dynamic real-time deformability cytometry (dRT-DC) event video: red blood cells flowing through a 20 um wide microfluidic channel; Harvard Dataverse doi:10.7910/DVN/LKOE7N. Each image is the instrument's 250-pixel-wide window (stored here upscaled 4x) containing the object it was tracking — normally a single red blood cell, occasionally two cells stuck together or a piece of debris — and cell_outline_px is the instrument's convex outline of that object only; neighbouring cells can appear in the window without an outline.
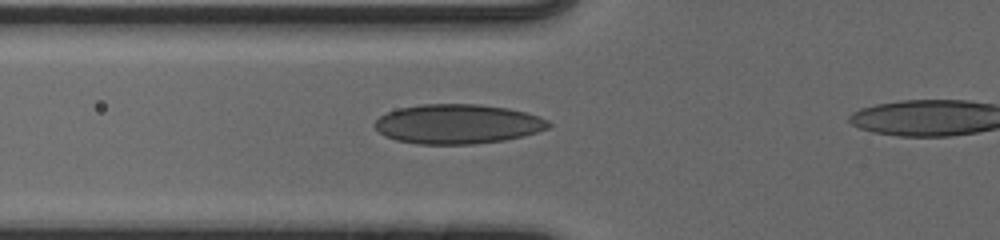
{"species": "human", "species_latin": "Homo sapiens", "temperature_condition": "cold", "stored_images_in_passage": 29, "camera_frame_rate_fps": 3000, "um_per_image_px": 0.085, "donor": {"sex": "male"}, "frame": {"image": 1, "passage_image": 2, "time_ms": 0.333, "image_size_px": [1000, 240], "cell_outline_px": [[552, 124], [548, 128], [524, 136], [504, 140], [472, 144], [416, 144], [396, 140], [384, 136], [372, 124], [380, 116], [396, 108], [420, 104], [480, 104], [508, 108], [540, 116], [548, 120]], "centroid_in_image_um": [38.89, 10.53], "position_along_channel_um": 86.9, "area_um2": 40.29}}
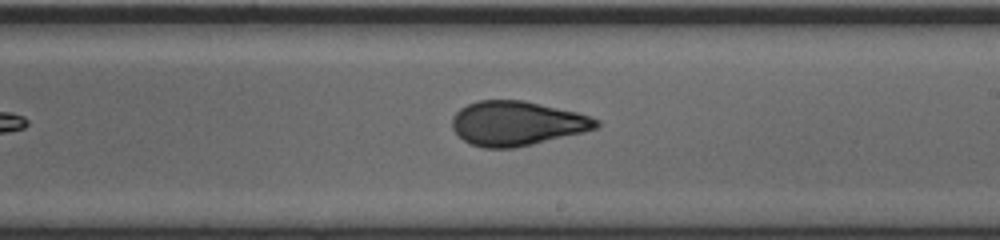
{"frame": {"image": 2, "passage_image": 14, "time_ms": 4.333, "image_size_px": [1000, 240], "cell_outline_px": [[600, 124], [596, 128], [584, 132], [516, 148], [484, 148], [472, 144], [464, 140], [452, 128], [452, 116], [460, 108], [468, 104], [480, 100], [524, 100], [576, 112], [600, 120]], "centroid_in_image_um": [43.93, 10.49], "position_along_channel_um": 245.1, "area_um2": 37.22}}
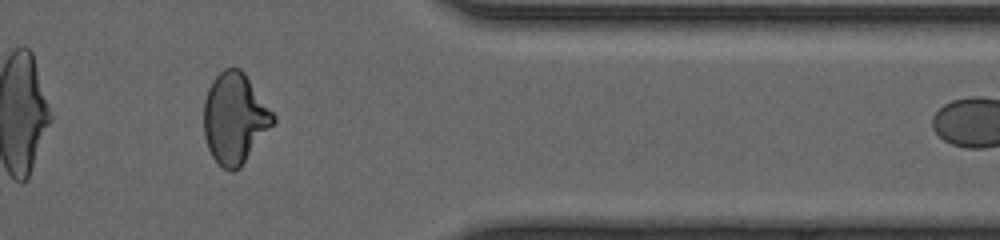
{"frame": {"image": 3, "passage_image": 26, "time_ms": 8.333, "image_size_px": [1000, 240], "cell_outline_px": [[276, 124], [240, 168], [232, 172], [228, 172], [212, 156], [208, 148], [204, 136], [204, 100], [208, 88], [212, 80], [224, 68], [240, 68], [244, 72], [276, 116]], "centroid_in_image_um": [19.98, 10.07], "position_along_channel_um": 391.4, "area_um2": 37.05}}